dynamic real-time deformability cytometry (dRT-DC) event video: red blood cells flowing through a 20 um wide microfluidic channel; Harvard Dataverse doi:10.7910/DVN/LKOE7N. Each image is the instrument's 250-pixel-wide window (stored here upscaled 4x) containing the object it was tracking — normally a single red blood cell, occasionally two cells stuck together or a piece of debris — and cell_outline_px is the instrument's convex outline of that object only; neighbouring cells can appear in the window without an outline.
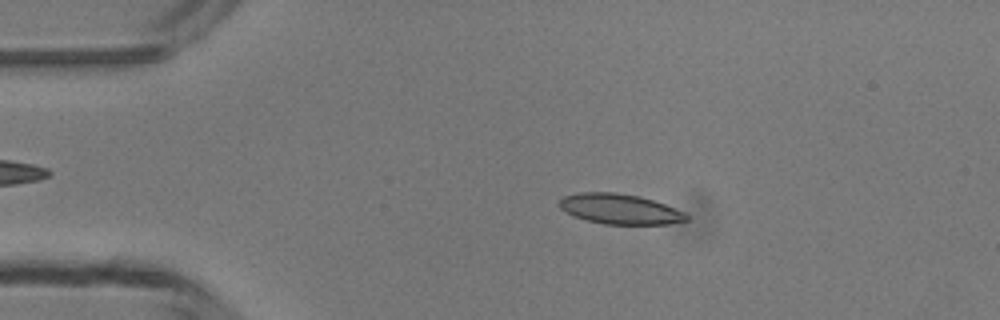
{"species": "common noctule bat (a hibernating species)", "species_latin": "Nyctalus noctula", "temperature_condition": "room temperature", "stored_images_in_passage": 47, "camera_frame_rate_fps": 3000, "um_per_image_px": 0.085, "animal": {"sex": "male", "body_mass_g": 13.3}, "frame": {"image": 1, "passage_image": 9, "time_ms": 2.667, "image_size_px": [1000, 320], "cell_outline_px": [[688, 220], [668, 224], [604, 224], [572, 216], [560, 208], [560, 200], [564, 196], [576, 192], [616, 192], [640, 196], [664, 204], [684, 212], [688, 216]], "centroid_in_image_um": [52.67, 17.76], "position_along_channel_um": 32.3, "area_um2": 22.31}}
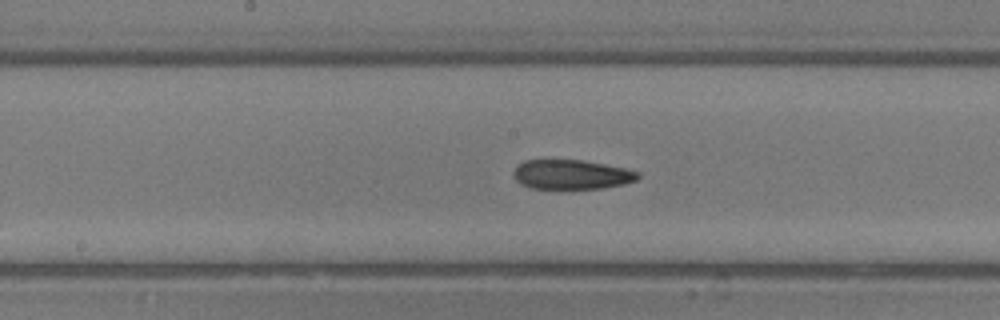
{"frame": {"image": 2, "passage_image": 24, "time_ms": 7.667, "image_size_px": [1000, 320], "cell_outline_px": [[640, 176], [636, 180], [624, 184], [600, 188], [532, 188], [520, 184], [516, 180], [512, 172], [516, 164], [524, 160], [584, 160], [624, 168], [640, 172]], "centroid_in_image_um": [48.55, 14.82], "position_along_channel_um": 199.7, "area_um2": 21.39}}
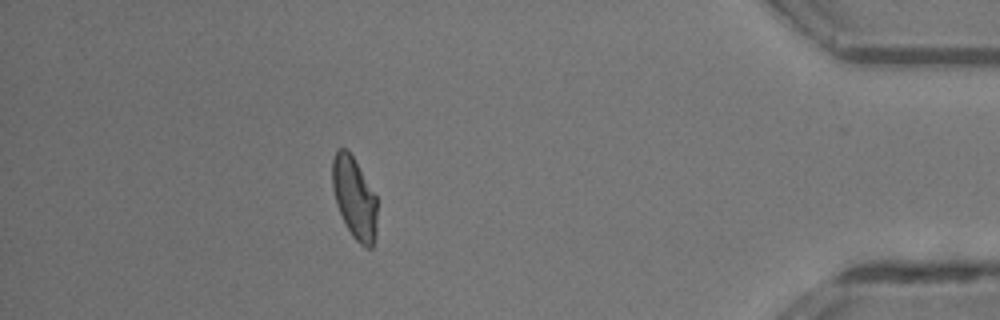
{"frame": {"image": 3, "passage_image": 42, "time_ms": 13.667, "image_size_px": [1000, 320], "cell_outline_px": [[376, 232], [372, 248], [368, 248], [360, 244], [352, 236], [336, 204], [332, 188], [332, 160], [336, 152], [340, 148], [348, 148], [376, 196]], "centroid_in_image_um": [30.11, 16.81], "position_along_channel_um": 405.1, "area_um2": 21.1}, "authors_computed_cell_mechanics": {"area_um2": 22.1374, "velocity_mm_per_s": 4.2728, "shape_relaxation_time_tau1_ms": 9.6718, "shape_relaxation_time_tau2_ms": 3.4855, "deformation_change_tau1": 0.2427, "deformation_change_tau2": 0.0969}}